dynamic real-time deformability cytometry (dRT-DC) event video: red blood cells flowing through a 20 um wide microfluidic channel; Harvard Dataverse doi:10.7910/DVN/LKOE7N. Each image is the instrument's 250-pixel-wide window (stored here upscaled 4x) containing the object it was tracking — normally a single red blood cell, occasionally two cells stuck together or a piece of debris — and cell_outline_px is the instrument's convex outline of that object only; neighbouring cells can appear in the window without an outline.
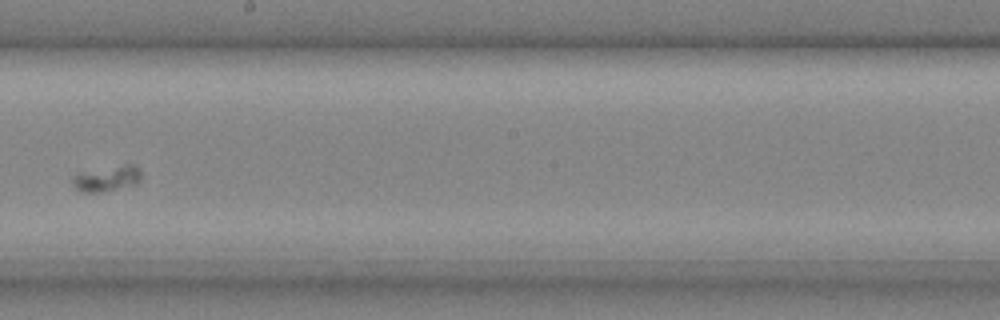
{"species": "common noctule bat (a hibernating species)", "species_latin": "Nyctalus noctula", "temperature_condition": "cold", "stored_images_in_passage": 34, "camera_frame_rate_fps": 3000, "um_per_image_px": 0.085, "animal": {"sex": "male", "body_mass_g": 20.4}, "frame": {"image": 1, "passage_image": 19, "time_ms": 6.0, "image_size_px": [1000, 320], "cell_outline_px": [[140, 180], [136, 184], [104, 192], [80, 192], [72, 184], [72, 180], [76, 172], [124, 164], [136, 164], [140, 168]], "centroid_in_image_um": [9.08, 15.16], "position_along_channel_um": 239.1, "area_um2": 10.52}}
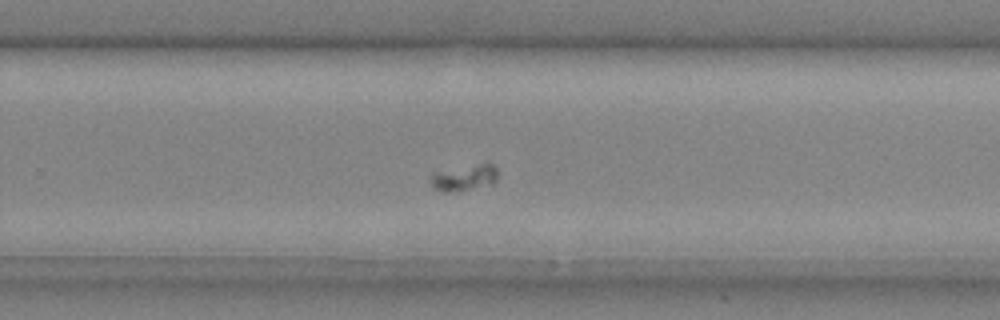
{"frame": {"image": 2, "passage_image": 22, "time_ms": 7.0, "image_size_px": [1000, 320], "cell_outline_px": [[496, 180], [492, 184], [456, 192], [444, 192], [432, 188], [432, 172], [480, 164], [492, 164], [496, 168]], "centroid_in_image_um": [39.44, 15.13], "position_along_channel_um": 290.4, "area_um2": 10.0}}